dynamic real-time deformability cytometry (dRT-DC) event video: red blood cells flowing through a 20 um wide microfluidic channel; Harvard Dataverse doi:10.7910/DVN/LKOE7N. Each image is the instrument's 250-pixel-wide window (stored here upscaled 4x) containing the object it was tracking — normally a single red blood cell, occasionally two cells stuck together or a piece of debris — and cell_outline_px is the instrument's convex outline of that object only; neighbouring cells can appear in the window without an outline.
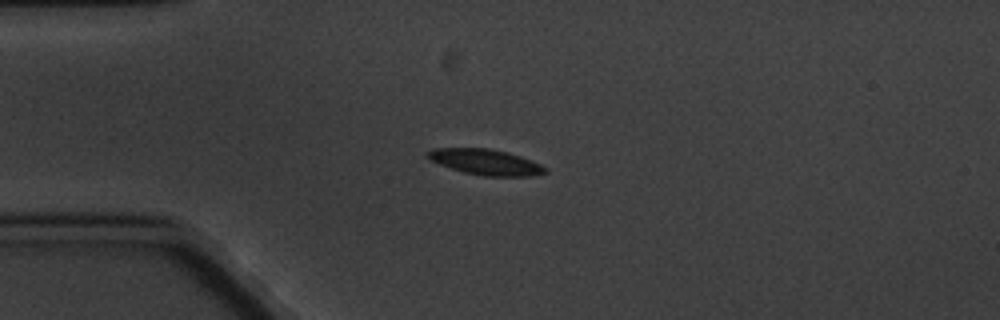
{"species": "common noctule bat (a hibernating species)", "species_latin": "Nyctalus noctula", "temperature_condition": "cold", "stored_images_in_passage": 7, "camera_frame_rate_fps": 3000, "um_per_image_px": 0.085, "animal": {"sex": "male", "body_mass_g": 20.1, "forearm_length_mm": 53.5}, "frame": {"image": 1, "passage_image": 5, "time_ms": 4.667, "image_size_px": [1000, 320], "cell_outline_px": [[548, 172], [532, 176], [484, 176], [464, 172], [428, 160], [424, 156], [424, 152], [432, 148], [488, 148], [520, 156], [540, 164], [548, 168]], "centroid_in_image_um": [41.23, 13.77], "position_along_channel_um": 43.8, "area_um2": 17.63}}